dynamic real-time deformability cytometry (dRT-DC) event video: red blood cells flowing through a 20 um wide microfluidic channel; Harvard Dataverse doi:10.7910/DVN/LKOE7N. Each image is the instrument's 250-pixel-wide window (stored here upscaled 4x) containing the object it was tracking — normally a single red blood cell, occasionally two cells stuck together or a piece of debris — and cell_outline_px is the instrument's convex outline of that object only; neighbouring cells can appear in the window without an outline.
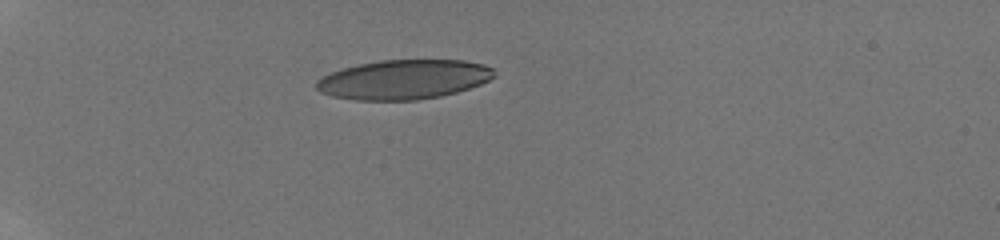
{"species": "human", "species_latin": "Homo sapiens", "temperature_condition": "room temperature", "stored_images_in_passage": 25, "camera_frame_rate_fps": 3000, "um_per_image_px": 0.085, "donor": {"sex": "male"}, "frame": {"image": 1, "passage_image": 1, "time_ms": 0.0, "image_size_px": [1000, 240], "cell_outline_px": [[496, 76], [480, 84], [456, 92], [440, 96], [416, 100], [356, 100], [332, 96], [320, 92], [316, 88], [316, 80], [332, 72], [344, 68], [360, 64], [380, 60], [464, 60], [484, 64], [492, 68]], "centroid_in_image_um": [34.32, 6.76], "position_along_channel_um": 50.7, "area_um2": 40.75}}
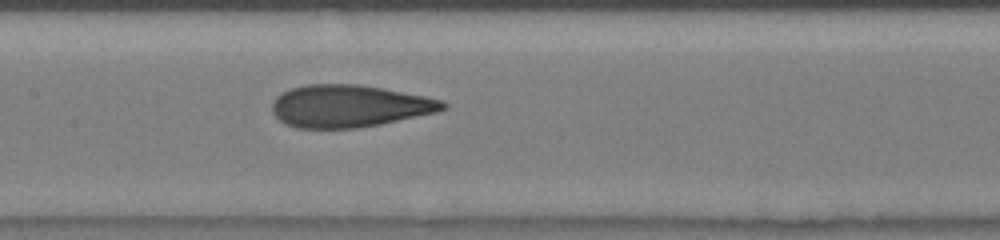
{"frame": {"image": 2, "passage_image": 12, "time_ms": 4.333, "image_size_px": [1000, 240], "cell_outline_px": [[448, 108], [436, 112], [380, 124], [356, 128], [296, 128], [284, 124], [272, 112], [272, 104], [276, 96], [292, 88], [308, 84], [356, 84], [384, 88], [424, 96], [440, 100], [448, 104]], "centroid_in_image_um": [29.67, 9.02], "position_along_channel_um": 177.7, "area_um2": 41.96}}
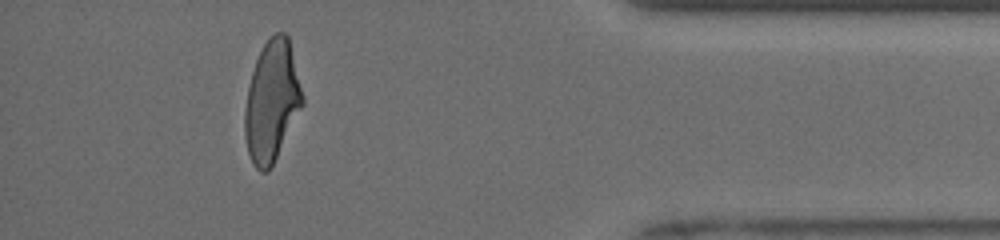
{"frame": {"image": 3, "passage_image": 23, "time_ms": 11.0, "image_size_px": [1000, 240], "cell_outline_px": [[304, 104], [268, 172], [260, 172], [252, 164], [248, 152], [244, 136], [244, 108], [248, 88], [252, 72], [256, 60], [264, 44], [276, 32], [284, 32], [288, 36], [304, 96]], "centroid_in_image_um": [23.1, 8.63], "position_along_channel_um": 412.1, "area_um2": 40.46}, "authors_computed_cell_mechanics": {"area_um2": 42.194, "velocity_mm_per_s": 3.968, "shape_relaxation_time_tau1_ms": 6.1575, "shape_relaxation_time_tau2_ms": 1.237, "deformation_change_tau1": 0.2125, "deformation_change_tau2": 0.0803}}